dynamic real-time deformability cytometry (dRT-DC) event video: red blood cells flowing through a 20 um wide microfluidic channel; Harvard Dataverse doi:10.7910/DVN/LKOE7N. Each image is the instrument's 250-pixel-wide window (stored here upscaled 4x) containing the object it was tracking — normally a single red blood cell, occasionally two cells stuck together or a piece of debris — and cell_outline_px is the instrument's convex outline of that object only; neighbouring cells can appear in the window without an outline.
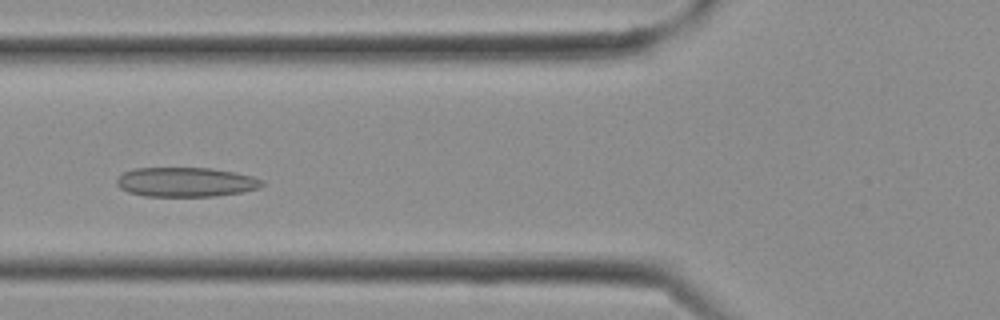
{"species": "Egyptian fruit bat (a non-hibernating species)", "species_latin": "Rousettus aegyptiacus", "temperature_condition": "cold", "stored_images_in_passage": 10, "camera_frame_rate_fps": 3000, "um_per_image_px": 0.085, "frame": {"image": 1, "passage_image": 7, "time_ms": 2.0, "image_size_px": [1000, 320], "cell_outline_px": [[264, 184], [260, 188], [244, 192], [216, 196], [144, 196], [128, 192], [120, 188], [116, 184], [116, 176], [132, 168], [212, 168], [236, 172], [252, 176], [264, 180]], "centroid_in_image_um": [15.8, 15.47], "position_along_channel_um": 110.0, "area_um2": 25.32}}
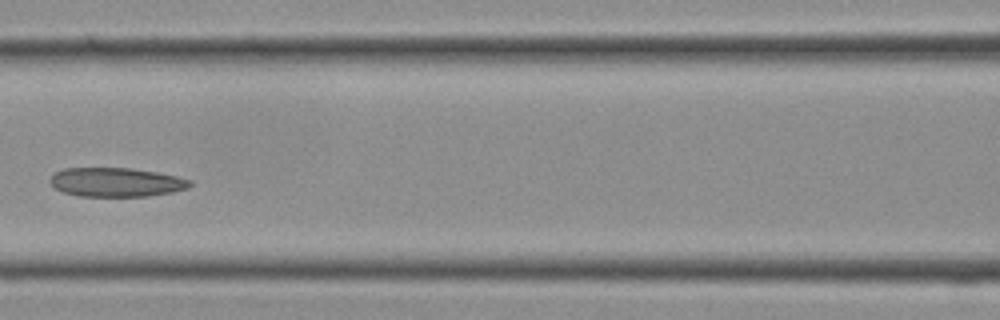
{"frame": {"image": 2, "passage_image": 9, "time_ms": 2.667, "image_size_px": [1000, 320], "cell_outline_px": [[192, 184], [188, 188], [172, 192], [148, 196], [80, 196], [64, 192], [56, 188], [48, 180], [56, 172], [64, 168], [132, 168], [156, 172], [176, 176], [192, 180]], "centroid_in_image_um": [9.9, 15.48], "position_along_channel_um": 156.7, "area_um2": 23.58}}